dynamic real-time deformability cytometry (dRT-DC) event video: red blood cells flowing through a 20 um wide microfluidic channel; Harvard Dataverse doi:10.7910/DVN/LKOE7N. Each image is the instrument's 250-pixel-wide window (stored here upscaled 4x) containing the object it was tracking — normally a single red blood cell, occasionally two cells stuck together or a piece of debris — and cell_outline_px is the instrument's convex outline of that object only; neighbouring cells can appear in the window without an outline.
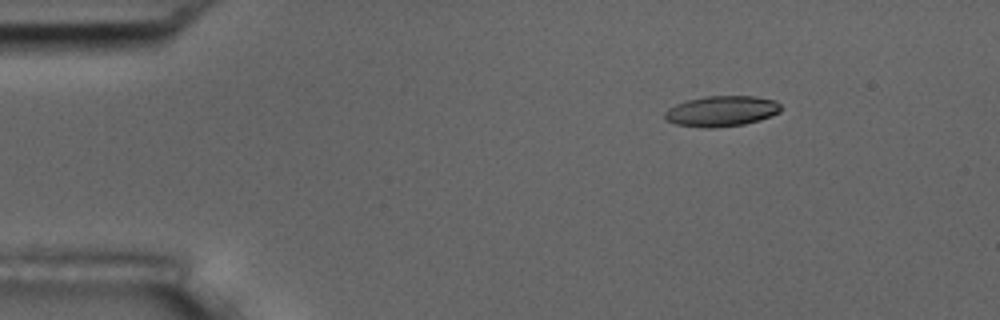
{"species": "common noctule bat (a hibernating species)", "species_latin": "Nyctalus noctula", "temperature_condition": "room temperature", "stored_images_in_passage": 48, "camera_frame_rate_fps": 3000, "um_per_image_px": 0.085, "animal": {"sex": "male", "body_mass_g": 17.5, "forearm_length_mm": 52.3}, "frame": {"image": 1, "passage_image": 1, "time_ms": 0.0, "image_size_px": [1000, 320], "cell_outline_px": [[780, 112], [772, 116], [760, 120], [744, 124], [716, 128], [704, 128], [676, 124], [664, 120], [664, 112], [668, 108], [676, 104], [688, 100], [708, 96], [752, 96], [776, 100], [780, 104]], "centroid_in_image_um": [61.32, 9.45], "position_along_channel_um": 23.7, "area_um2": 20.81}}
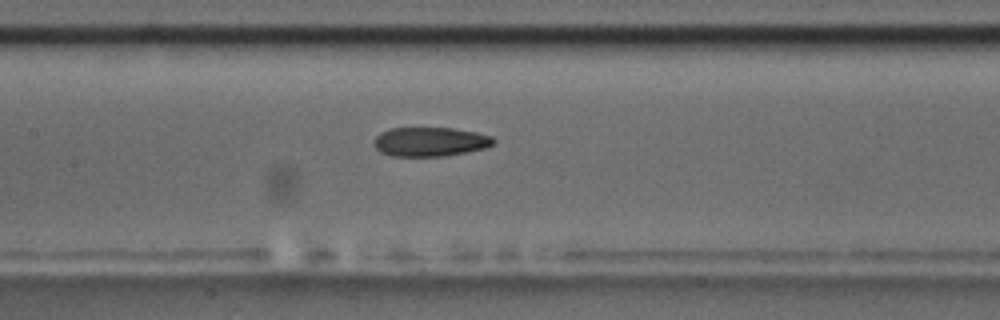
{"frame": {"image": 2, "passage_image": 19, "time_ms": 6.0, "image_size_px": [1000, 320], "cell_outline_px": [[496, 140], [492, 144], [484, 148], [444, 156], [392, 156], [380, 152], [372, 144], [372, 140], [380, 132], [392, 128], [452, 128], [476, 132], [492, 136]], "centroid_in_image_um": [36.51, 12.04], "position_along_channel_um": 170.9, "area_um2": 20.35}}
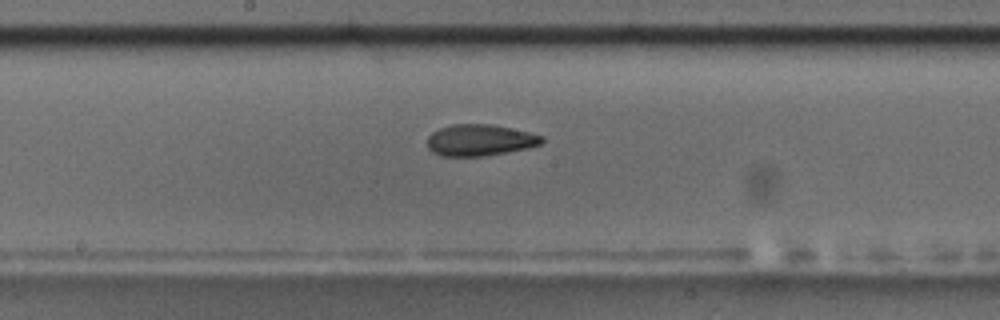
{"frame": {"image": 3, "passage_image": 22, "time_ms": 7.0, "image_size_px": [1000, 320], "cell_outline_px": [[544, 140], [540, 144], [528, 148], [484, 156], [440, 156], [432, 152], [428, 148], [428, 136], [432, 132], [440, 128], [452, 124], [492, 124], [528, 132], [544, 136]], "centroid_in_image_um": [40.77, 11.91], "position_along_channel_um": 207.4, "area_um2": 20.98}, "authors_computed_cell_mechanics": {"area_um2": 21.1259, "velocity_mm_per_s": 3.6787, "shape_relaxation_time_tau1_ms": null, "shape_relaxation_time_tau2_ms": 3.6348, "deformation_change_tau1": null, "deformation_change_tau2": 0.1066}}